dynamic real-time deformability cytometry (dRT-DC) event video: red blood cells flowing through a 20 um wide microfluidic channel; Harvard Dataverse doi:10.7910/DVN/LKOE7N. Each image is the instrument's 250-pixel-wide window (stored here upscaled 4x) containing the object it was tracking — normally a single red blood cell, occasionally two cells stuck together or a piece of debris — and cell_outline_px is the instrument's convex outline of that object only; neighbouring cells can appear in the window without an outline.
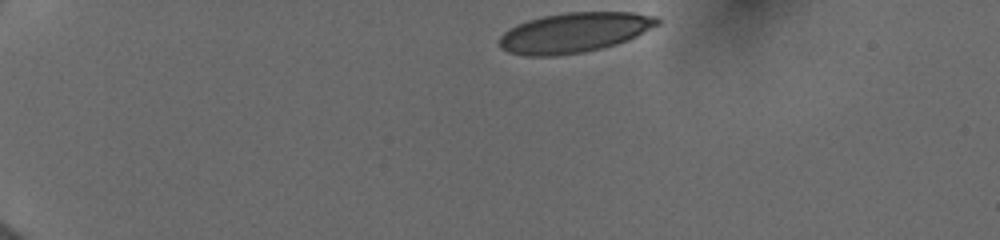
{"species": "human", "species_latin": "Homo sapiens", "temperature_condition": "cold", "stored_images_in_passage": 42, "camera_frame_rate_fps": 3000, "um_per_image_px": 0.085, "donor": {"sex": "female"}, "frame": {"image": 1, "passage_image": 1, "time_ms": 0.0, "image_size_px": [1000, 240], "cell_outline_px": [[660, 24], [628, 40], [616, 44], [584, 52], [556, 56], [524, 56], [508, 52], [500, 48], [500, 36], [508, 28], [516, 24], [528, 20], [544, 16], [568, 12], [632, 12], [656, 16], [660, 20]], "centroid_in_image_um": [48.8, 2.77], "position_along_channel_um": 36.2, "area_um2": 36.88}}
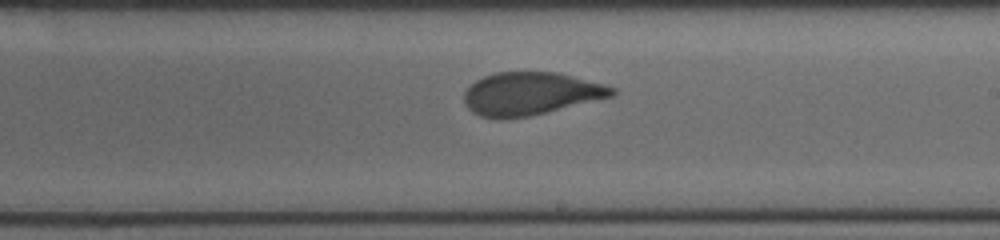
{"frame": {"image": 2, "passage_image": 23, "time_ms": 7.333, "image_size_px": [1000, 240], "cell_outline_px": [[616, 92], [612, 96], [528, 116], [500, 120], [496, 120], [480, 116], [472, 112], [464, 104], [464, 92], [476, 80], [484, 76], [496, 72], [556, 72], [604, 84], [616, 88]], "centroid_in_image_um": [45.04, 7.97], "position_along_channel_um": 244.0, "area_um2": 36.76}}
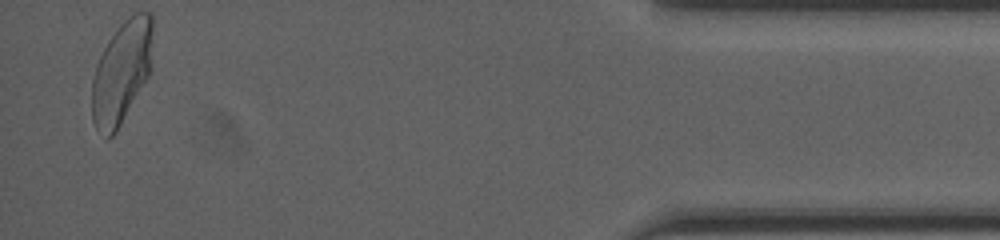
{"frame": {"image": 3, "passage_image": 41, "time_ms": 13.333, "image_size_px": [1000, 240], "cell_outline_px": [[152, 68], [148, 76], [116, 132], [108, 140], [96, 128], [92, 120], [92, 80], [96, 64], [108, 40], [120, 24], [124, 20], [136, 12], [152, 12]], "centroid_in_image_um": [10.34, 6.13], "position_along_channel_um": 424.9, "area_um2": 36.41}, "authors_computed_cell_mechanics": {"area_um2": 37.3966, "velocity_mm_per_s": 3.9812, "shape_relaxation_time_tau1_ms": 8.9192, "shape_relaxation_time_tau2_ms": null, "deformation_change_tau1": 0.2559, "deformation_change_tau2": null}}